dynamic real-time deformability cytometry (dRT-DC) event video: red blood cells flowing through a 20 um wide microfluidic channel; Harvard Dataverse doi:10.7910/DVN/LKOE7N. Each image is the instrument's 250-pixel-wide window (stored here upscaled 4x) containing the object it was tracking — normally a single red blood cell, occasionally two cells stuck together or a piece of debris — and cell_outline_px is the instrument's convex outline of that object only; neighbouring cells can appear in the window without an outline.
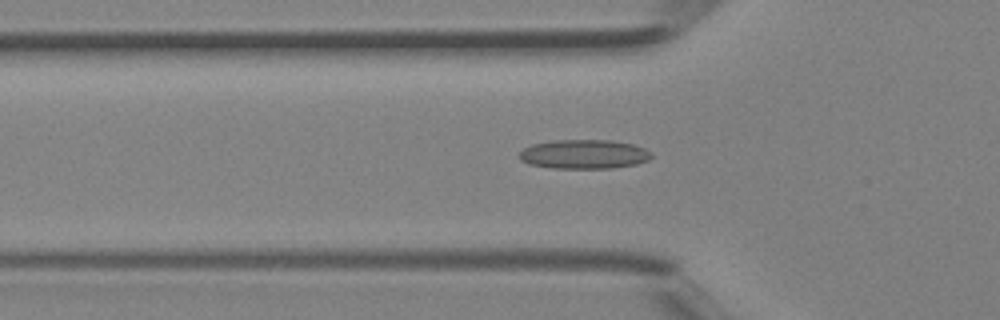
{"species": "Egyptian fruit bat (a non-hibernating species)", "species_latin": "Rousettus aegyptiacus", "temperature_condition": "room temperature", "stored_images_in_passage": 34, "camera_frame_rate_fps": 3000, "um_per_image_px": 0.085, "animal": {"sex": "female"}, "frame": {"image": 1, "passage_image": 6, "time_ms": 1.667, "image_size_px": [1000, 320], "cell_outline_px": [[652, 156], [648, 160], [636, 164], [612, 168], [552, 168], [528, 164], [520, 160], [520, 152], [524, 148], [532, 144], [556, 140], [612, 140], [632, 144], [644, 148], [652, 152]], "centroid_in_image_um": [49.65, 13.11], "position_along_channel_um": 76.2, "area_um2": 22.48}}
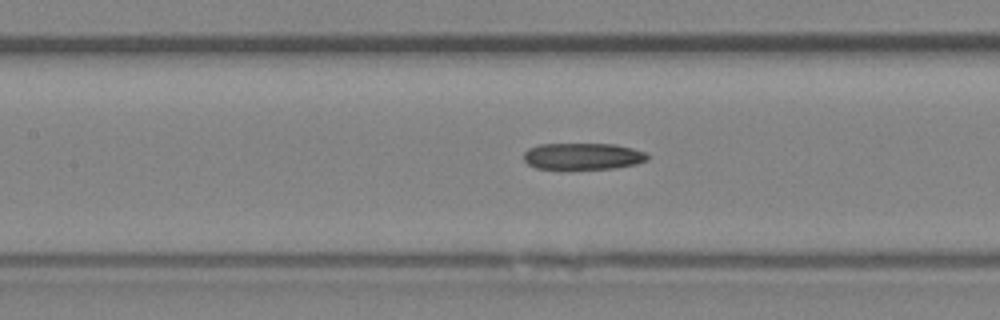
{"frame": {"image": 2, "passage_image": 11, "time_ms": 3.333, "image_size_px": [1000, 320], "cell_outline_px": [[648, 160], [636, 164], [616, 168], [536, 168], [528, 164], [524, 160], [524, 152], [528, 148], [540, 144], [616, 144], [648, 152]], "centroid_in_image_um": [49.58, 13.27], "position_along_channel_um": 157.8, "area_um2": 19.13}}
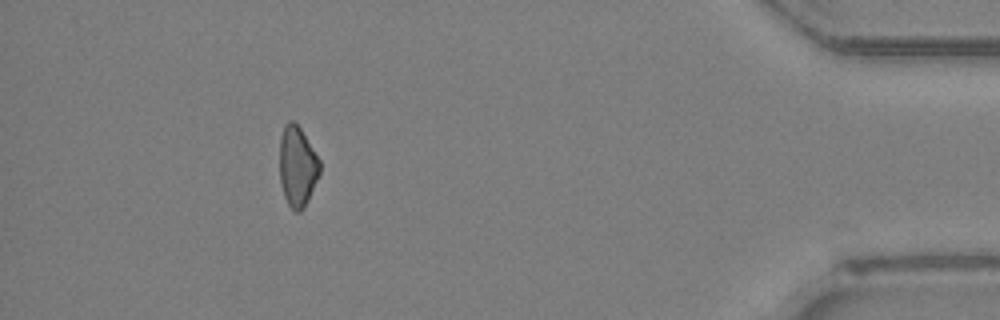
{"frame": {"image": 3, "passage_image": 30, "time_ms": 9.667, "image_size_px": [1000, 320], "cell_outline_px": [[320, 176], [304, 208], [300, 212], [296, 212], [288, 204], [284, 196], [280, 184], [280, 136], [284, 124], [288, 120], [292, 120], [300, 128], [320, 160]], "centroid_in_image_um": [25.28, 14.15], "position_along_channel_um": 409.9, "area_um2": 18.96}}